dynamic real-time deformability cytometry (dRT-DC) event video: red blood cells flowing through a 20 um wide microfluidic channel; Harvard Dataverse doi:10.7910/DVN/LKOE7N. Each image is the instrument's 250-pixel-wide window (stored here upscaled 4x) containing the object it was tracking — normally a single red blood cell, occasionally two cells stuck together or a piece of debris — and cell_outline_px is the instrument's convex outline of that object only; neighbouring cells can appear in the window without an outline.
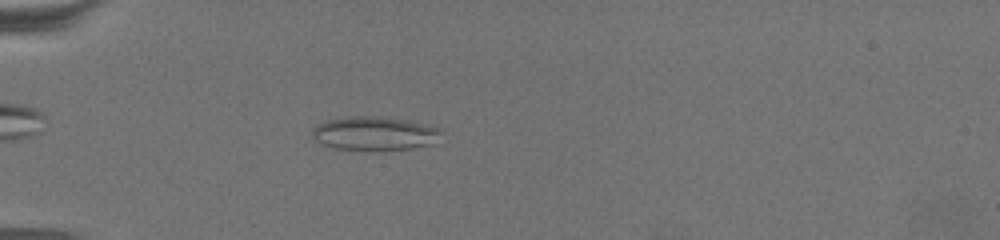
{"species": "common noctule bat (a hibernating species)", "species_latin": "Nyctalus noctula", "temperature_condition": "warm", "stored_images_in_passage": 69, "camera_frame_rate_fps": 3000, "um_per_image_px": 0.085, "animal": {"sex": "female", "body_mass_g": 19.5, "forearm_length_mm": 54.1}, "frame": {"image": 1, "passage_image": 22, "time_ms": 7.0, "image_size_px": [1000, 240], "cell_outline_px": [[440, 132], [436, 144], [412, 148], [372, 152], [368, 152], [336, 148], [320, 144], [312, 140], [312, 128], [316, 124], [328, 120], [352, 116], [380, 116], [408, 120], [440, 128]], "centroid_in_image_um": [31.8, 11.37], "position_along_channel_um": 53.2, "area_um2": 26.13}}
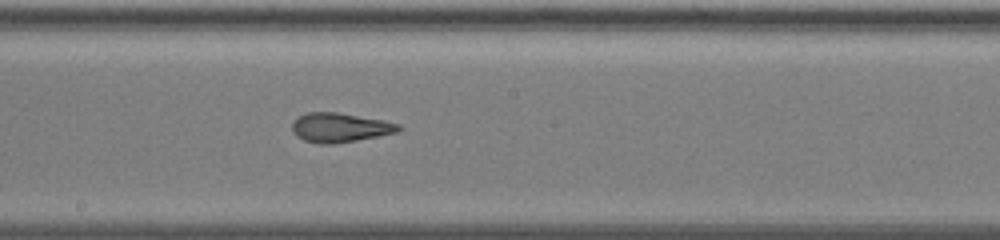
{"frame": {"image": 2, "passage_image": 40, "time_ms": 13.0, "image_size_px": [1000, 240], "cell_outline_px": [[404, 128], [396, 132], [356, 140], [332, 144], [320, 144], [304, 140], [296, 136], [292, 132], [292, 124], [300, 116], [308, 112], [336, 112], [384, 120], [400, 124]], "centroid_in_image_um": [28.9, 10.84], "position_along_channel_um": 219.3, "area_um2": 18.03}}
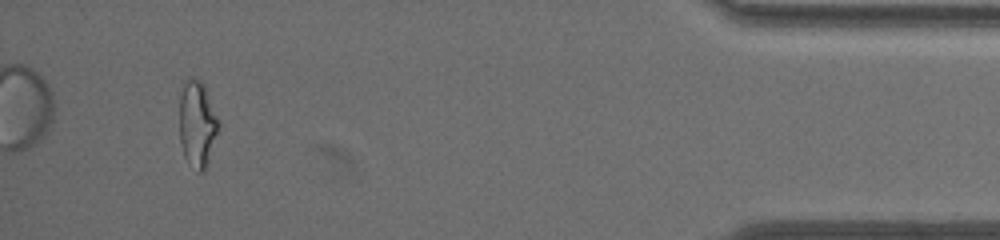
{"frame": {"image": 3, "passage_image": 65, "time_ms": 21.333, "image_size_px": [1000, 240], "cell_outline_px": [[220, 124], [204, 172], [196, 172], [188, 164], [184, 156], [180, 140], [180, 96], [184, 80], [200, 80], [204, 84], [220, 120]], "centroid_in_image_um": [16.77, 10.56], "position_along_channel_um": 418.4, "area_um2": 19.71}, "authors_computed_cell_mechanics": {"area_um2": 19.7098, "velocity_mm_per_s": 3.1041, "shape_relaxation_time_tau1_ms": null, "shape_relaxation_time_tau2_ms": 1.905, "deformation_change_tau1": null, "deformation_change_tau2": 0.1105}}